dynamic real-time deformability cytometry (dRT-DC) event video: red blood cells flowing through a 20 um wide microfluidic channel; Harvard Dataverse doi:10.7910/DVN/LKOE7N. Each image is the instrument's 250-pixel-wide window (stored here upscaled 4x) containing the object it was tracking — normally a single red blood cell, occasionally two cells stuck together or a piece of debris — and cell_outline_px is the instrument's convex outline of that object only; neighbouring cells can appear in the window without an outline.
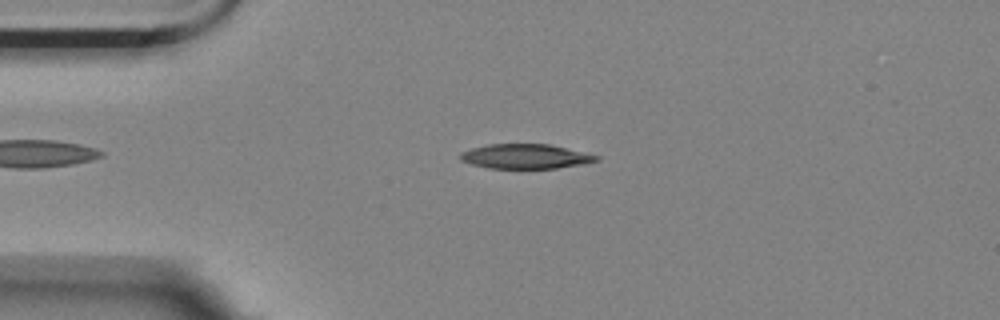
{"species": "Egyptian fruit bat (a non-hibernating species)", "species_latin": "Rousettus aegyptiacus", "temperature_condition": "room temperature", "stored_images_in_passage": 50, "camera_frame_rate_fps": 3000, "um_per_image_px": 0.085, "animal": {"sex": "female"}, "frame": {"image": 1, "passage_image": 7, "time_ms": 2.0, "image_size_px": [1000, 320], "cell_outline_px": [[600, 160], [584, 164], [556, 168], [488, 168], [472, 164], [460, 160], [460, 152], [472, 148], [488, 144], [548, 144], [600, 156]], "centroid_in_image_um": [44.66, 13.29], "position_along_channel_um": 40.3, "area_um2": 19.42}}
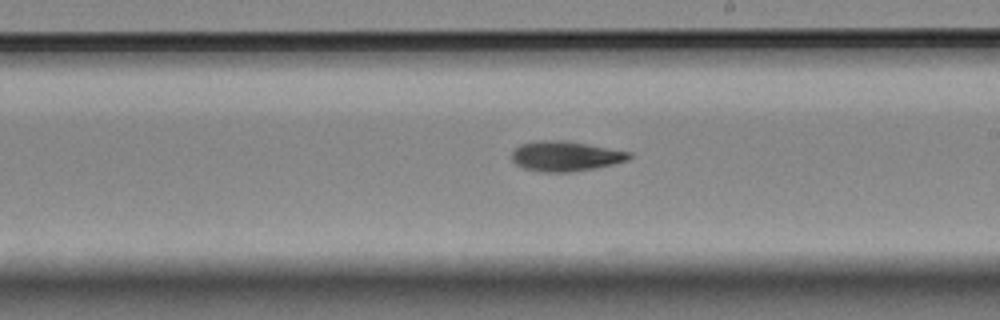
{"frame": {"image": 2, "passage_image": 26, "time_ms": 8.333, "image_size_px": [1000, 320], "cell_outline_px": [[632, 156], [628, 160], [596, 168], [568, 172], [540, 172], [524, 168], [516, 164], [512, 160], [512, 152], [520, 144], [540, 140], [564, 140], [588, 144], [632, 152]], "centroid_in_image_um": [48.07, 13.27], "position_along_channel_um": 240.9, "area_um2": 20.58}}
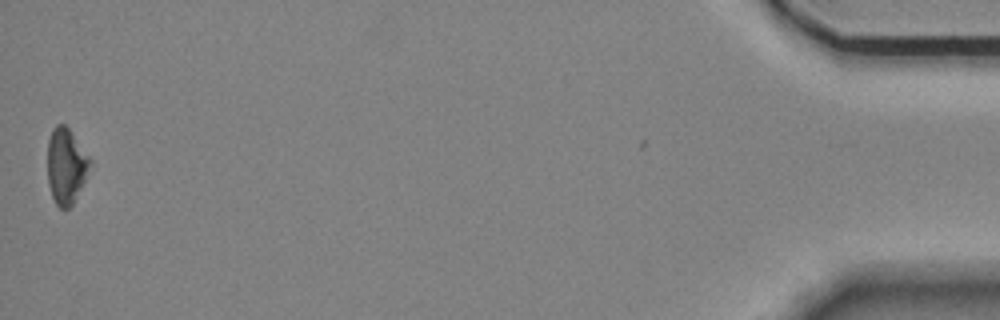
{"frame": {"image": 3, "passage_image": 50, "time_ms": 16.333, "image_size_px": [1000, 320], "cell_outline_px": [[92, 164], [72, 204], [68, 208], [60, 208], [56, 204], [52, 196], [48, 184], [48, 140], [52, 128], [56, 124], [64, 124], [68, 128], [92, 160]], "centroid_in_image_um": [5.61, 14.08], "position_along_channel_um": 429.6, "area_um2": 18.5}, "authors_computed_cell_mechanics": {"area_um2": 19.9699, "velocity_mm_per_s": 3.5287, "shape_relaxation_time_tau1_ms": 8.23, "shape_relaxation_time_tau2_ms": null, "deformation_change_tau1": 0.1706, "deformation_change_tau2": null}}